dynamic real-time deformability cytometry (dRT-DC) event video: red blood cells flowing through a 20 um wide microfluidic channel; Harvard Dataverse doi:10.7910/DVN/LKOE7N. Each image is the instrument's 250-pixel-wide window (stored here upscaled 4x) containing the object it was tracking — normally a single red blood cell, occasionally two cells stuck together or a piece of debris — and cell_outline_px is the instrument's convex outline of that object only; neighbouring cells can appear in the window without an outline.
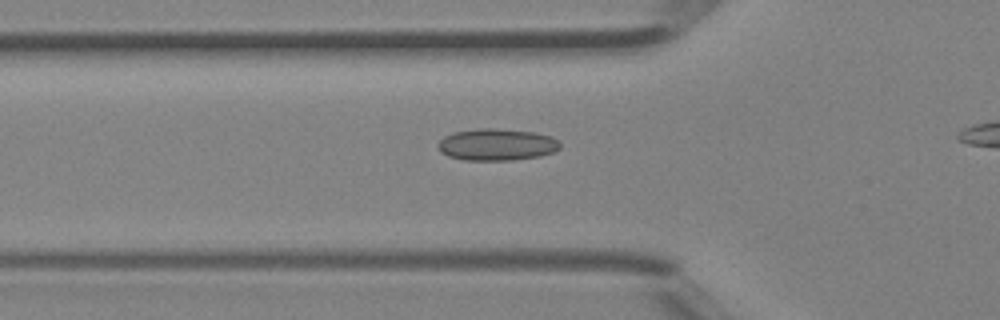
{"species": "Egyptian fruit bat (a non-hibernating species)", "species_latin": "Rousettus aegyptiacus", "temperature_condition": "room temperature", "stored_images_in_passage": 29, "camera_frame_rate_fps": 3000, "um_per_image_px": 0.085, "animal": {"sex": "female"}, "frame": {"image": 1, "passage_image": 5, "time_ms": 1.333, "image_size_px": [1000, 320], "cell_outline_px": [[560, 148], [552, 152], [540, 156], [512, 160], [464, 160], [448, 156], [440, 152], [436, 144], [444, 136], [452, 132], [476, 128], [496, 128], [532, 132], [552, 136], [560, 144]], "centroid_in_image_um": [42.17, 12.28], "position_along_channel_um": 83.6, "area_um2": 22.77}}
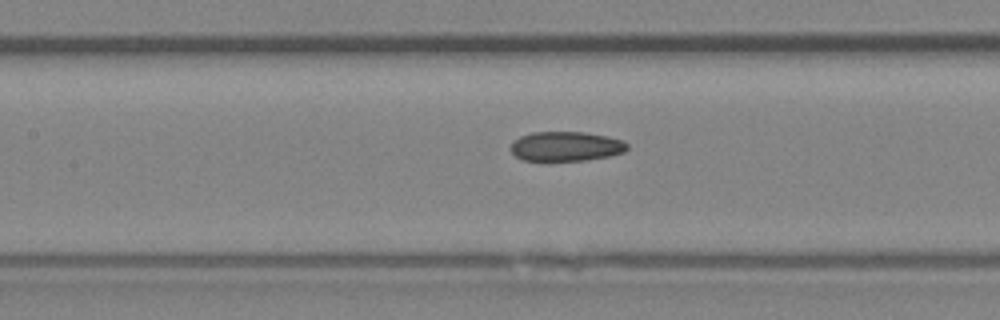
{"frame": {"image": 2, "passage_image": 10, "time_ms": 3.0, "image_size_px": [1000, 320], "cell_outline_px": [[628, 148], [624, 152], [608, 156], [588, 160], [520, 160], [512, 152], [512, 144], [520, 136], [532, 132], [584, 132], [608, 136], [624, 140], [628, 144]], "centroid_in_image_um": [48.15, 12.43], "position_along_channel_um": 159.3, "area_um2": 20.0}}
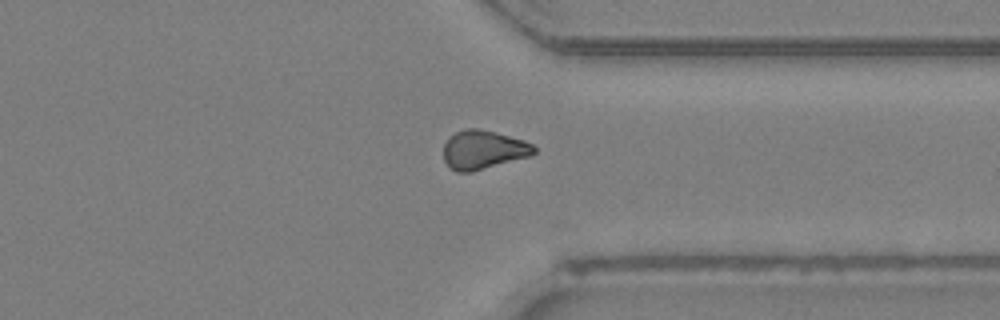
{"frame": {"image": 3, "passage_image": 24, "time_ms": 7.667, "image_size_px": [1000, 320], "cell_outline_px": [[536, 152], [532, 156], [472, 172], [456, 172], [448, 168], [444, 160], [444, 144], [456, 132], [464, 128], [476, 128], [496, 132], [524, 140], [532, 144], [536, 148]], "centroid_in_image_um": [41.1, 12.75], "position_along_channel_um": 370.3, "area_um2": 20.69}, "authors_computed_cell_mechanics": {"area_um2": 20.6924, "velocity_mm_per_s": 4.5332, "shape_relaxation_time_tau1_ms": null, "shape_relaxation_time_tau2_ms": 2.7632, "deformation_change_tau1": null, "deformation_change_tau2": 0.0737}}